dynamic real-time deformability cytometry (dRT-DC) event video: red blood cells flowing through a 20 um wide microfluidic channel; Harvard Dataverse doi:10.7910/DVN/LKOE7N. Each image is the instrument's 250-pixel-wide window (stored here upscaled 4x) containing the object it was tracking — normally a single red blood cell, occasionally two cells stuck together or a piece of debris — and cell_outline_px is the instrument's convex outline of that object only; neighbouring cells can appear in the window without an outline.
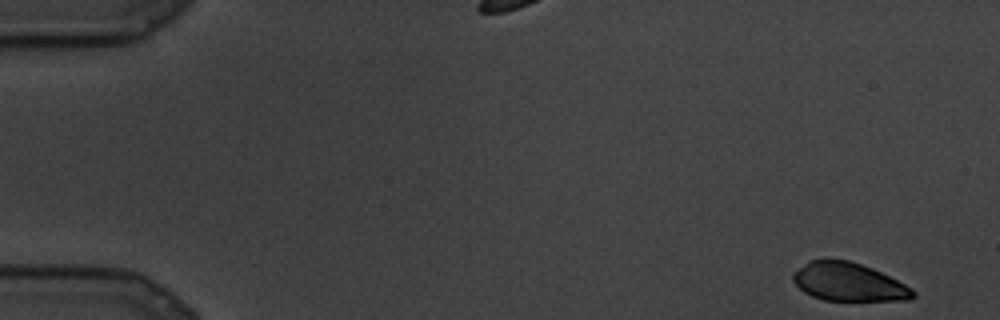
{"species": "common noctule bat (a hibernating species)", "species_latin": "Nyctalus noctula", "temperature_condition": "cold", "stored_images_in_passage": 8, "camera_frame_rate_fps": 3000, "um_per_image_px": 0.085, "animal": {"sex": "male", "body_mass_g": 19.5, "forearm_length_mm": 54.6}, "frame": {"image": 1, "passage_image": 1, "time_ms": 0.0, "image_size_px": [1000, 320], "cell_outline_px": [[916, 296], [908, 300], [824, 300], [812, 296], [804, 292], [792, 280], [792, 272], [808, 260], [824, 256], [848, 260], [872, 268], [912, 288], [916, 292]], "centroid_in_image_um": [72.06, 23.93], "position_along_channel_um": 12.9, "area_um2": 27.11}}
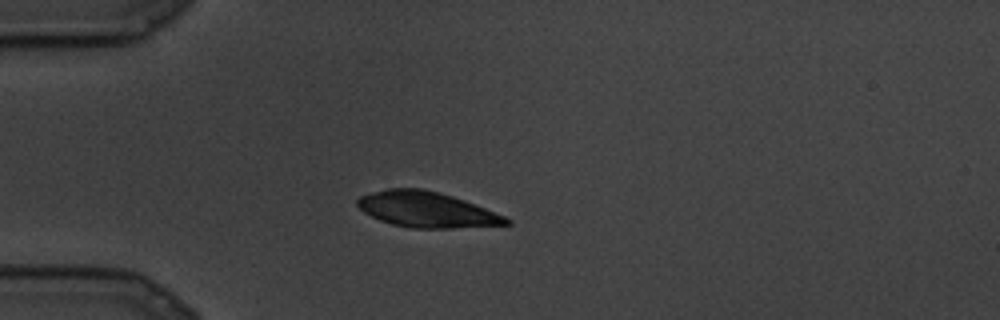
{"frame": {"image": 2, "passage_image": 7, "time_ms": 2.0, "image_size_px": [1000, 320], "cell_outline_px": [[512, 224], [452, 228], [412, 228], [392, 224], [380, 220], [364, 212], [356, 204], [356, 200], [360, 196], [372, 192], [388, 188], [424, 188], [452, 196], [464, 200], [504, 216], [512, 220]], "centroid_in_image_um": [36.25, 17.81], "position_along_channel_um": 48.8, "area_um2": 30.63}}